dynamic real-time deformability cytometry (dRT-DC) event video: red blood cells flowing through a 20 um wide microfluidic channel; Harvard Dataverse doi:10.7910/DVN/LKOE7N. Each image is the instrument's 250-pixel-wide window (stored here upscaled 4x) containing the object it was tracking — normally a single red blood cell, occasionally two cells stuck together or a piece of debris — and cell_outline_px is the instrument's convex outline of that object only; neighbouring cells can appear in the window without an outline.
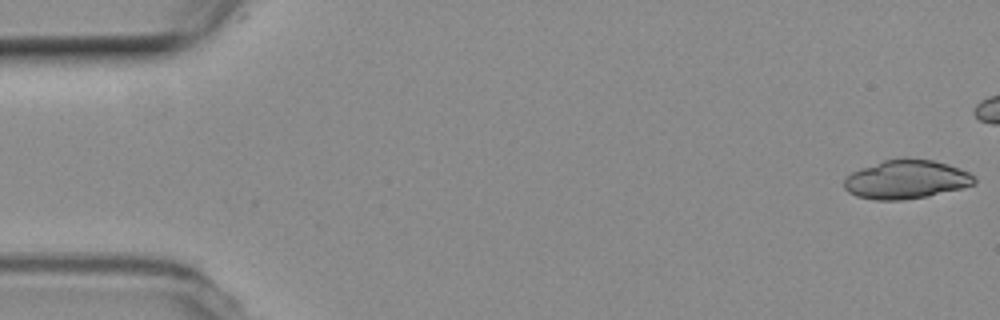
{"species": "common noctule bat (a hibernating species)", "species_latin": "Nyctalus noctula", "temperature_condition": "room temperature", "stored_images_in_passage": 24, "camera_frame_rate_fps": 3000, "um_per_image_px": 0.085, "animal": {"sex": "female", "body_mass_g": 19.3, "forearm_length_mm": 54.1}, "frame": {"image": 1, "passage_image": 1, "time_ms": 0.0, "image_size_px": [1000, 320], "cell_outline_px": [[976, 184], [928, 196], [904, 200], [876, 200], [856, 196], [848, 192], [844, 188], [844, 180], [852, 172], [884, 160], [900, 156], [904, 156], [932, 160], [948, 164], [968, 172], [976, 176]], "centroid_in_image_um": [77.04, 15.24], "position_along_channel_um": 8.0, "area_um2": 29.65}}